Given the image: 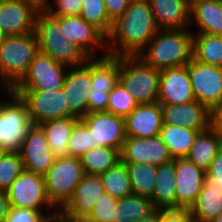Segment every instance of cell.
Returning a JSON list of instances; mask_svg holds the SVG:
<instances>
[{"label": "cell", "instance_id": "f907efd6", "mask_svg": "<svg viewBox=\"0 0 222 222\" xmlns=\"http://www.w3.org/2000/svg\"><path fill=\"white\" fill-rule=\"evenodd\" d=\"M34 3L40 10H44L49 5V0H27Z\"/></svg>", "mask_w": 222, "mask_h": 222}, {"label": "cell", "instance_id": "484cf974", "mask_svg": "<svg viewBox=\"0 0 222 222\" xmlns=\"http://www.w3.org/2000/svg\"><path fill=\"white\" fill-rule=\"evenodd\" d=\"M90 67V90L110 92L119 83V57L106 55L88 58L85 62Z\"/></svg>", "mask_w": 222, "mask_h": 222}, {"label": "cell", "instance_id": "f5cc1de1", "mask_svg": "<svg viewBox=\"0 0 222 222\" xmlns=\"http://www.w3.org/2000/svg\"><path fill=\"white\" fill-rule=\"evenodd\" d=\"M65 222H91L87 218H64Z\"/></svg>", "mask_w": 222, "mask_h": 222}, {"label": "cell", "instance_id": "e0dca14e", "mask_svg": "<svg viewBox=\"0 0 222 222\" xmlns=\"http://www.w3.org/2000/svg\"><path fill=\"white\" fill-rule=\"evenodd\" d=\"M196 101L187 65L160 70L158 100L160 104H185Z\"/></svg>", "mask_w": 222, "mask_h": 222}, {"label": "cell", "instance_id": "74e56055", "mask_svg": "<svg viewBox=\"0 0 222 222\" xmlns=\"http://www.w3.org/2000/svg\"><path fill=\"white\" fill-rule=\"evenodd\" d=\"M137 105L135 99L118 83L109 93L107 112L125 118Z\"/></svg>", "mask_w": 222, "mask_h": 222}, {"label": "cell", "instance_id": "db71d44e", "mask_svg": "<svg viewBox=\"0 0 222 222\" xmlns=\"http://www.w3.org/2000/svg\"><path fill=\"white\" fill-rule=\"evenodd\" d=\"M7 35L4 33V31L0 27V44L5 40Z\"/></svg>", "mask_w": 222, "mask_h": 222}, {"label": "cell", "instance_id": "5bb4252c", "mask_svg": "<svg viewBox=\"0 0 222 222\" xmlns=\"http://www.w3.org/2000/svg\"><path fill=\"white\" fill-rule=\"evenodd\" d=\"M24 170L44 175L57 158L46 140L44 131L39 125H32L19 151Z\"/></svg>", "mask_w": 222, "mask_h": 222}, {"label": "cell", "instance_id": "603a6c76", "mask_svg": "<svg viewBox=\"0 0 222 222\" xmlns=\"http://www.w3.org/2000/svg\"><path fill=\"white\" fill-rule=\"evenodd\" d=\"M189 30L222 35V0H191Z\"/></svg>", "mask_w": 222, "mask_h": 222}, {"label": "cell", "instance_id": "60d3db41", "mask_svg": "<svg viewBox=\"0 0 222 222\" xmlns=\"http://www.w3.org/2000/svg\"><path fill=\"white\" fill-rule=\"evenodd\" d=\"M56 214L11 206L4 222H44Z\"/></svg>", "mask_w": 222, "mask_h": 222}, {"label": "cell", "instance_id": "f6af8a7d", "mask_svg": "<svg viewBox=\"0 0 222 222\" xmlns=\"http://www.w3.org/2000/svg\"><path fill=\"white\" fill-rule=\"evenodd\" d=\"M131 0H104L109 20L115 22L127 9Z\"/></svg>", "mask_w": 222, "mask_h": 222}, {"label": "cell", "instance_id": "7bdbcfd3", "mask_svg": "<svg viewBox=\"0 0 222 222\" xmlns=\"http://www.w3.org/2000/svg\"><path fill=\"white\" fill-rule=\"evenodd\" d=\"M109 93L89 90L88 113L107 112Z\"/></svg>", "mask_w": 222, "mask_h": 222}, {"label": "cell", "instance_id": "9a60e30c", "mask_svg": "<svg viewBox=\"0 0 222 222\" xmlns=\"http://www.w3.org/2000/svg\"><path fill=\"white\" fill-rule=\"evenodd\" d=\"M120 155L123 163H146L154 166L172 159L167 145L159 135L148 138L126 137Z\"/></svg>", "mask_w": 222, "mask_h": 222}, {"label": "cell", "instance_id": "52a82bcc", "mask_svg": "<svg viewBox=\"0 0 222 222\" xmlns=\"http://www.w3.org/2000/svg\"><path fill=\"white\" fill-rule=\"evenodd\" d=\"M85 173L76 157H57L43 175L50 203L60 211L72 198Z\"/></svg>", "mask_w": 222, "mask_h": 222}, {"label": "cell", "instance_id": "8fae6325", "mask_svg": "<svg viewBox=\"0 0 222 222\" xmlns=\"http://www.w3.org/2000/svg\"><path fill=\"white\" fill-rule=\"evenodd\" d=\"M25 101L32 125L52 119L76 117L66 104V90L14 91Z\"/></svg>", "mask_w": 222, "mask_h": 222}, {"label": "cell", "instance_id": "836d02e7", "mask_svg": "<svg viewBox=\"0 0 222 222\" xmlns=\"http://www.w3.org/2000/svg\"><path fill=\"white\" fill-rule=\"evenodd\" d=\"M131 182L132 194L151 199L156 181L157 166L125 163Z\"/></svg>", "mask_w": 222, "mask_h": 222}, {"label": "cell", "instance_id": "e575fe53", "mask_svg": "<svg viewBox=\"0 0 222 222\" xmlns=\"http://www.w3.org/2000/svg\"><path fill=\"white\" fill-rule=\"evenodd\" d=\"M99 176L104 191L114 198L121 199L125 196L132 195L129 173L125 163L122 161Z\"/></svg>", "mask_w": 222, "mask_h": 222}, {"label": "cell", "instance_id": "ffe728a7", "mask_svg": "<svg viewBox=\"0 0 222 222\" xmlns=\"http://www.w3.org/2000/svg\"><path fill=\"white\" fill-rule=\"evenodd\" d=\"M91 87L90 67H69L64 79L63 89L66 90L68 109L78 118L88 114V94Z\"/></svg>", "mask_w": 222, "mask_h": 222}, {"label": "cell", "instance_id": "3957f363", "mask_svg": "<svg viewBox=\"0 0 222 222\" xmlns=\"http://www.w3.org/2000/svg\"><path fill=\"white\" fill-rule=\"evenodd\" d=\"M39 53L34 32L7 36L0 44V89H13Z\"/></svg>", "mask_w": 222, "mask_h": 222}, {"label": "cell", "instance_id": "11a10c76", "mask_svg": "<svg viewBox=\"0 0 222 222\" xmlns=\"http://www.w3.org/2000/svg\"><path fill=\"white\" fill-rule=\"evenodd\" d=\"M211 222H222V212L214 218Z\"/></svg>", "mask_w": 222, "mask_h": 222}, {"label": "cell", "instance_id": "ba28073f", "mask_svg": "<svg viewBox=\"0 0 222 222\" xmlns=\"http://www.w3.org/2000/svg\"><path fill=\"white\" fill-rule=\"evenodd\" d=\"M6 192L12 207L59 213L47 197L44 177L42 175L24 170L13 181ZM49 210L52 211L50 212Z\"/></svg>", "mask_w": 222, "mask_h": 222}, {"label": "cell", "instance_id": "cb8c5ba5", "mask_svg": "<svg viewBox=\"0 0 222 222\" xmlns=\"http://www.w3.org/2000/svg\"><path fill=\"white\" fill-rule=\"evenodd\" d=\"M159 30L189 28L190 1L148 0Z\"/></svg>", "mask_w": 222, "mask_h": 222}, {"label": "cell", "instance_id": "d6a6232c", "mask_svg": "<svg viewBox=\"0 0 222 222\" xmlns=\"http://www.w3.org/2000/svg\"><path fill=\"white\" fill-rule=\"evenodd\" d=\"M155 210L151 199L132 194L118 199L113 222H134L148 217Z\"/></svg>", "mask_w": 222, "mask_h": 222}, {"label": "cell", "instance_id": "d590c367", "mask_svg": "<svg viewBox=\"0 0 222 222\" xmlns=\"http://www.w3.org/2000/svg\"><path fill=\"white\" fill-rule=\"evenodd\" d=\"M79 16L98 28L106 37L110 34L113 23L109 20L104 0H82Z\"/></svg>", "mask_w": 222, "mask_h": 222}, {"label": "cell", "instance_id": "5b68a950", "mask_svg": "<svg viewBox=\"0 0 222 222\" xmlns=\"http://www.w3.org/2000/svg\"><path fill=\"white\" fill-rule=\"evenodd\" d=\"M0 94V151L19 152L32 126L25 101L12 89ZM2 99V100H1Z\"/></svg>", "mask_w": 222, "mask_h": 222}, {"label": "cell", "instance_id": "c3c4849f", "mask_svg": "<svg viewBox=\"0 0 222 222\" xmlns=\"http://www.w3.org/2000/svg\"><path fill=\"white\" fill-rule=\"evenodd\" d=\"M11 208L7 192L0 190V222L5 221V217Z\"/></svg>", "mask_w": 222, "mask_h": 222}, {"label": "cell", "instance_id": "681fc988", "mask_svg": "<svg viewBox=\"0 0 222 222\" xmlns=\"http://www.w3.org/2000/svg\"><path fill=\"white\" fill-rule=\"evenodd\" d=\"M158 220H159V210L156 209L148 217L142 218V219L134 221V222H158Z\"/></svg>", "mask_w": 222, "mask_h": 222}, {"label": "cell", "instance_id": "7dc6e473", "mask_svg": "<svg viewBox=\"0 0 222 222\" xmlns=\"http://www.w3.org/2000/svg\"><path fill=\"white\" fill-rule=\"evenodd\" d=\"M209 128L222 141V103L210 109Z\"/></svg>", "mask_w": 222, "mask_h": 222}, {"label": "cell", "instance_id": "4316f807", "mask_svg": "<svg viewBox=\"0 0 222 222\" xmlns=\"http://www.w3.org/2000/svg\"><path fill=\"white\" fill-rule=\"evenodd\" d=\"M188 210L194 219L211 222L222 212V188L205 176L202 190Z\"/></svg>", "mask_w": 222, "mask_h": 222}, {"label": "cell", "instance_id": "f546056e", "mask_svg": "<svg viewBox=\"0 0 222 222\" xmlns=\"http://www.w3.org/2000/svg\"><path fill=\"white\" fill-rule=\"evenodd\" d=\"M199 132L198 130L163 123L159 136L167 145L172 159H176L185 158L188 155Z\"/></svg>", "mask_w": 222, "mask_h": 222}, {"label": "cell", "instance_id": "bcb514c9", "mask_svg": "<svg viewBox=\"0 0 222 222\" xmlns=\"http://www.w3.org/2000/svg\"><path fill=\"white\" fill-rule=\"evenodd\" d=\"M206 176L214 180L222 188V148L210 164L209 169L206 171Z\"/></svg>", "mask_w": 222, "mask_h": 222}, {"label": "cell", "instance_id": "9f6ffc18", "mask_svg": "<svg viewBox=\"0 0 222 222\" xmlns=\"http://www.w3.org/2000/svg\"><path fill=\"white\" fill-rule=\"evenodd\" d=\"M190 222H207V221H201V220H197V219H194L193 217L190 219Z\"/></svg>", "mask_w": 222, "mask_h": 222}, {"label": "cell", "instance_id": "ee69618b", "mask_svg": "<svg viewBox=\"0 0 222 222\" xmlns=\"http://www.w3.org/2000/svg\"><path fill=\"white\" fill-rule=\"evenodd\" d=\"M191 218L188 209L159 210L158 222H190Z\"/></svg>", "mask_w": 222, "mask_h": 222}, {"label": "cell", "instance_id": "7402d4cb", "mask_svg": "<svg viewBox=\"0 0 222 222\" xmlns=\"http://www.w3.org/2000/svg\"><path fill=\"white\" fill-rule=\"evenodd\" d=\"M126 137L143 138L155 137L160 133L163 125L161 104H138L137 107L124 118Z\"/></svg>", "mask_w": 222, "mask_h": 222}, {"label": "cell", "instance_id": "f1b7e54d", "mask_svg": "<svg viewBox=\"0 0 222 222\" xmlns=\"http://www.w3.org/2000/svg\"><path fill=\"white\" fill-rule=\"evenodd\" d=\"M221 148V139L208 128L198 133L185 158L206 172Z\"/></svg>", "mask_w": 222, "mask_h": 222}, {"label": "cell", "instance_id": "4fadbf2b", "mask_svg": "<svg viewBox=\"0 0 222 222\" xmlns=\"http://www.w3.org/2000/svg\"><path fill=\"white\" fill-rule=\"evenodd\" d=\"M92 132V148L122 150L126 139L124 118L108 112L88 113L80 118Z\"/></svg>", "mask_w": 222, "mask_h": 222}, {"label": "cell", "instance_id": "d4e9b609", "mask_svg": "<svg viewBox=\"0 0 222 222\" xmlns=\"http://www.w3.org/2000/svg\"><path fill=\"white\" fill-rule=\"evenodd\" d=\"M175 159L157 166L156 181L151 198L158 210L176 209Z\"/></svg>", "mask_w": 222, "mask_h": 222}, {"label": "cell", "instance_id": "30bf717a", "mask_svg": "<svg viewBox=\"0 0 222 222\" xmlns=\"http://www.w3.org/2000/svg\"><path fill=\"white\" fill-rule=\"evenodd\" d=\"M52 17L59 23L62 35L76 44L88 58L108 55L107 37L81 16Z\"/></svg>", "mask_w": 222, "mask_h": 222}, {"label": "cell", "instance_id": "f35d334b", "mask_svg": "<svg viewBox=\"0 0 222 222\" xmlns=\"http://www.w3.org/2000/svg\"><path fill=\"white\" fill-rule=\"evenodd\" d=\"M89 149H92V132L88 129L87 125L79 119L74 124L69 138V157L80 158Z\"/></svg>", "mask_w": 222, "mask_h": 222}, {"label": "cell", "instance_id": "83f0119b", "mask_svg": "<svg viewBox=\"0 0 222 222\" xmlns=\"http://www.w3.org/2000/svg\"><path fill=\"white\" fill-rule=\"evenodd\" d=\"M78 117H65L45 121L39 126L45 133L51 151L56 157H69L68 143Z\"/></svg>", "mask_w": 222, "mask_h": 222}, {"label": "cell", "instance_id": "816d5d0a", "mask_svg": "<svg viewBox=\"0 0 222 222\" xmlns=\"http://www.w3.org/2000/svg\"><path fill=\"white\" fill-rule=\"evenodd\" d=\"M44 222H65V220L60 213H57L54 216L48 217Z\"/></svg>", "mask_w": 222, "mask_h": 222}, {"label": "cell", "instance_id": "8d00e7d4", "mask_svg": "<svg viewBox=\"0 0 222 222\" xmlns=\"http://www.w3.org/2000/svg\"><path fill=\"white\" fill-rule=\"evenodd\" d=\"M24 171L19 152H1L0 154V190L7 191L13 181Z\"/></svg>", "mask_w": 222, "mask_h": 222}, {"label": "cell", "instance_id": "4dcf8cb0", "mask_svg": "<svg viewBox=\"0 0 222 222\" xmlns=\"http://www.w3.org/2000/svg\"><path fill=\"white\" fill-rule=\"evenodd\" d=\"M192 58L222 68V35L193 33Z\"/></svg>", "mask_w": 222, "mask_h": 222}, {"label": "cell", "instance_id": "2e32d148", "mask_svg": "<svg viewBox=\"0 0 222 222\" xmlns=\"http://www.w3.org/2000/svg\"><path fill=\"white\" fill-rule=\"evenodd\" d=\"M39 11L34 3L27 0L0 2V27L7 36L34 32Z\"/></svg>", "mask_w": 222, "mask_h": 222}, {"label": "cell", "instance_id": "7c38bea8", "mask_svg": "<svg viewBox=\"0 0 222 222\" xmlns=\"http://www.w3.org/2000/svg\"><path fill=\"white\" fill-rule=\"evenodd\" d=\"M196 101L209 110L222 103V68L203 64L191 58L187 64Z\"/></svg>", "mask_w": 222, "mask_h": 222}, {"label": "cell", "instance_id": "9c48e42d", "mask_svg": "<svg viewBox=\"0 0 222 222\" xmlns=\"http://www.w3.org/2000/svg\"><path fill=\"white\" fill-rule=\"evenodd\" d=\"M68 66L39 52L31 62L27 74L13 91H53L63 88Z\"/></svg>", "mask_w": 222, "mask_h": 222}, {"label": "cell", "instance_id": "1f68e13d", "mask_svg": "<svg viewBox=\"0 0 222 222\" xmlns=\"http://www.w3.org/2000/svg\"><path fill=\"white\" fill-rule=\"evenodd\" d=\"M121 161L120 151L111 147H95L80 157L84 173L101 175Z\"/></svg>", "mask_w": 222, "mask_h": 222}, {"label": "cell", "instance_id": "ac0fdd59", "mask_svg": "<svg viewBox=\"0 0 222 222\" xmlns=\"http://www.w3.org/2000/svg\"><path fill=\"white\" fill-rule=\"evenodd\" d=\"M176 209H189L202 190L206 172L186 158L175 159Z\"/></svg>", "mask_w": 222, "mask_h": 222}, {"label": "cell", "instance_id": "277c9868", "mask_svg": "<svg viewBox=\"0 0 222 222\" xmlns=\"http://www.w3.org/2000/svg\"><path fill=\"white\" fill-rule=\"evenodd\" d=\"M34 33L39 52L68 67L83 65L88 57L73 42L62 35L59 23L46 11L40 10L35 18Z\"/></svg>", "mask_w": 222, "mask_h": 222}, {"label": "cell", "instance_id": "44dd1931", "mask_svg": "<svg viewBox=\"0 0 222 222\" xmlns=\"http://www.w3.org/2000/svg\"><path fill=\"white\" fill-rule=\"evenodd\" d=\"M163 123L200 132L209 128L210 110L198 101L185 104H161Z\"/></svg>", "mask_w": 222, "mask_h": 222}, {"label": "cell", "instance_id": "d6986e66", "mask_svg": "<svg viewBox=\"0 0 222 222\" xmlns=\"http://www.w3.org/2000/svg\"><path fill=\"white\" fill-rule=\"evenodd\" d=\"M104 192L100 176L85 174L70 201L59 211L63 218H87Z\"/></svg>", "mask_w": 222, "mask_h": 222}, {"label": "cell", "instance_id": "b9f144b4", "mask_svg": "<svg viewBox=\"0 0 222 222\" xmlns=\"http://www.w3.org/2000/svg\"><path fill=\"white\" fill-rule=\"evenodd\" d=\"M82 0H53L45 9L50 16H79Z\"/></svg>", "mask_w": 222, "mask_h": 222}, {"label": "cell", "instance_id": "ab89813d", "mask_svg": "<svg viewBox=\"0 0 222 222\" xmlns=\"http://www.w3.org/2000/svg\"><path fill=\"white\" fill-rule=\"evenodd\" d=\"M117 201V198L104 191L87 219L91 222H113Z\"/></svg>", "mask_w": 222, "mask_h": 222}, {"label": "cell", "instance_id": "8992f818", "mask_svg": "<svg viewBox=\"0 0 222 222\" xmlns=\"http://www.w3.org/2000/svg\"><path fill=\"white\" fill-rule=\"evenodd\" d=\"M160 71L139 56H119V83L138 104L158 100Z\"/></svg>", "mask_w": 222, "mask_h": 222}, {"label": "cell", "instance_id": "6da1fadb", "mask_svg": "<svg viewBox=\"0 0 222 222\" xmlns=\"http://www.w3.org/2000/svg\"><path fill=\"white\" fill-rule=\"evenodd\" d=\"M148 0H131L107 36L112 56H138L158 31Z\"/></svg>", "mask_w": 222, "mask_h": 222}, {"label": "cell", "instance_id": "7a4b0ae2", "mask_svg": "<svg viewBox=\"0 0 222 222\" xmlns=\"http://www.w3.org/2000/svg\"><path fill=\"white\" fill-rule=\"evenodd\" d=\"M192 37L189 28L158 30L138 56L159 71L187 65L192 58Z\"/></svg>", "mask_w": 222, "mask_h": 222}]
</instances>
